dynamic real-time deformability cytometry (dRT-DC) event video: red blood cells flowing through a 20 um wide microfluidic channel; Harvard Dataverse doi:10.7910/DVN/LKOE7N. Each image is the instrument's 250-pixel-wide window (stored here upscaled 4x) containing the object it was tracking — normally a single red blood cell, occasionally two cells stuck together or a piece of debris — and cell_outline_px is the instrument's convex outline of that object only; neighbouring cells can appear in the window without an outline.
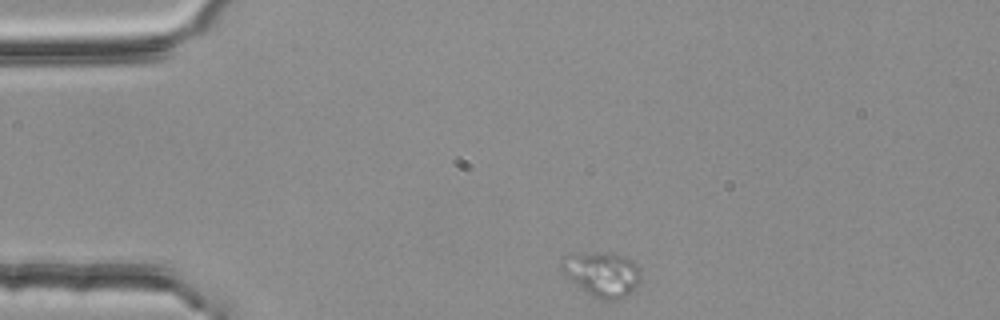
{"species": "common noctule bat (a hibernating species)", "species_latin": "Nyctalus noctula", "temperature_condition": "room temperature", "stored_images_in_passage": 40, "camera_frame_rate_fps": 3000, "um_per_image_px": 0.085, "animal": {"sex": "female", "body_mass_g": 25.1}, "frame": {"image": 1, "passage_image": 1, "time_ms": 0.0, "image_size_px": [1000, 320], "cell_outline_px": [[640, 280], [636, 288], [628, 296], [616, 300], [600, 300], [584, 292], [560, 268], [560, 260], [564, 256], [572, 252], [612, 252], [624, 256], [632, 260], [640, 268]], "centroid_in_image_um": [51.18, 23.28], "position_along_channel_um": 33.8, "area_um2": 21.21}}